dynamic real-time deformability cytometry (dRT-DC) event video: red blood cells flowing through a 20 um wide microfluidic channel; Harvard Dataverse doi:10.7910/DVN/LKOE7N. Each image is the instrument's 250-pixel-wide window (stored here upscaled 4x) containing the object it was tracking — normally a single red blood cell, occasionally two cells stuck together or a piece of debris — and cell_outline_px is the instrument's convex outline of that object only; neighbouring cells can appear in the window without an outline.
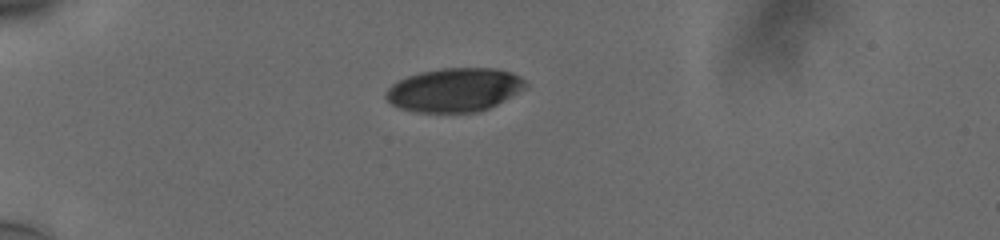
{"species": "human", "species_latin": "Homo sapiens", "temperature_condition": "cold", "stored_images_in_passage": 5, "camera_frame_rate_fps": 3000, "um_per_image_px": 0.085, "donor": {"sex": "male"}, "frame": {"image": 1, "passage_image": 1, "time_ms": 0.0, "image_size_px": [1000, 240], "cell_outline_px": [[528, 84], [524, 88], [496, 104], [480, 112], [416, 112], [400, 108], [392, 104], [384, 96], [388, 88], [392, 84], [408, 76], [424, 72], [444, 68], [492, 68], [508, 72], [520, 76]], "centroid_in_image_um": [38.61, 7.65], "position_along_channel_um": 46.4, "area_um2": 35.03}}
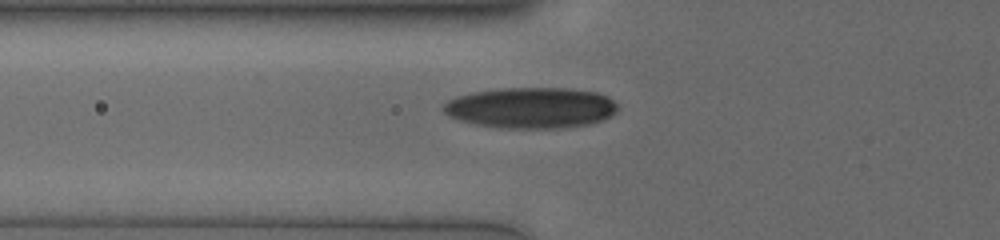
{"frame": {"image": 2, "passage_image": 5, "time_ms": 1.333, "image_size_px": [1000, 240], "cell_outline_px": [[616, 112], [612, 116], [604, 120], [592, 124], [568, 128], [500, 128], [476, 124], [460, 120], [448, 116], [444, 112], [444, 104], [448, 100], [456, 96], [472, 92], [500, 88], [568, 88], [596, 92], [608, 96], [616, 104]], "centroid_in_image_um": [45.16, 9.17], "position_along_channel_um": 80.6, "area_um2": 41.85}}